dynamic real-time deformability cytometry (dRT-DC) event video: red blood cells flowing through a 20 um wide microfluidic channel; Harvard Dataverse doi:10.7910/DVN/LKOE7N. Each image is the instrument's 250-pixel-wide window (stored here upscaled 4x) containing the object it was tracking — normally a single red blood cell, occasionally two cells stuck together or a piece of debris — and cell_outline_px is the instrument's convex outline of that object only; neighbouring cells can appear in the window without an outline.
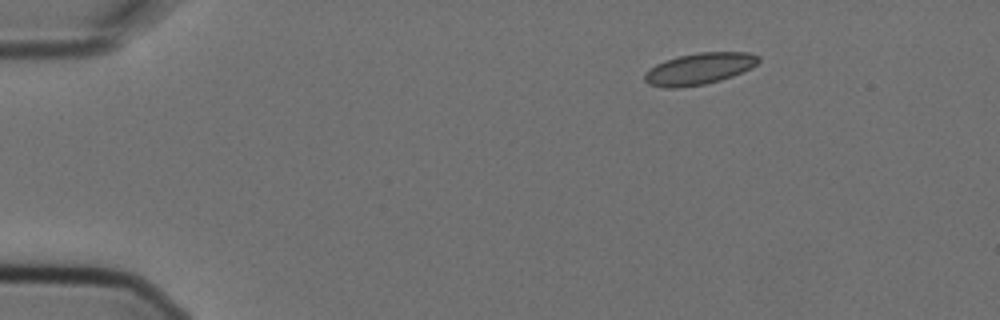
{"species": "Egyptian fruit bat (a non-hibernating species)", "species_latin": "Rousettus aegyptiacus", "temperature_condition": "cold", "stored_images_in_passage": 3, "camera_frame_rate_fps": 3000, "um_per_image_px": 0.085, "animal": {"sex": "female"}, "frame": {"image": 1, "passage_image": 1, "time_ms": 0.0, "image_size_px": [1000, 320], "cell_outline_px": [[760, 60], [756, 64], [732, 76], [720, 80], [704, 84], [676, 88], [664, 88], [648, 84], [644, 80], [644, 72], [656, 64], [680, 56], [700, 52], [748, 52], [760, 56]], "centroid_in_image_um": [59.41, 5.85], "position_along_channel_um": 25.6, "area_um2": 20.69}}